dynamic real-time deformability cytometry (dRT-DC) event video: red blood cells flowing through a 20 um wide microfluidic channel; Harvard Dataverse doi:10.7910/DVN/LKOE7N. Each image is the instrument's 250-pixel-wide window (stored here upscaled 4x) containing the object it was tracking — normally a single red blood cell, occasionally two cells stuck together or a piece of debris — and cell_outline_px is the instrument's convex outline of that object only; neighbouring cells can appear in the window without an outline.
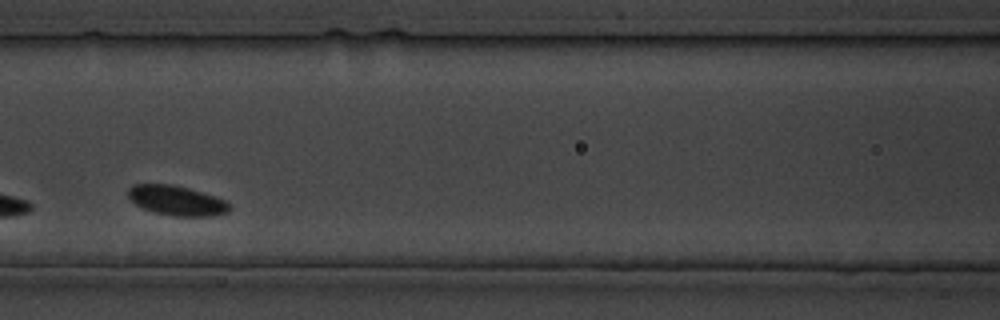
{"species": "common noctule bat (a hibernating species)", "species_latin": "Nyctalus noctula", "temperature_condition": "cold", "stored_images_in_passage": 34, "camera_frame_rate_fps": 3000, "um_per_image_px": 0.085, "animal": {"sex": "male", "body_mass_g": 19.5, "forearm_length_mm": 54.6}, "frame": {"image": 1, "passage_image": 15, "time_ms": 18.0, "image_size_px": [1000, 320], "cell_outline_px": [[232, 204], [228, 212], [216, 216], [172, 216], [152, 212], [136, 204], [128, 196], [128, 188], [132, 184], [172, 184], [188, 188], [216, 196], [228, 200]], "centroid_in_image_um": [15.07, 17.05], "position_along_channel_um": 151.5, "area_um2": 17.86}}